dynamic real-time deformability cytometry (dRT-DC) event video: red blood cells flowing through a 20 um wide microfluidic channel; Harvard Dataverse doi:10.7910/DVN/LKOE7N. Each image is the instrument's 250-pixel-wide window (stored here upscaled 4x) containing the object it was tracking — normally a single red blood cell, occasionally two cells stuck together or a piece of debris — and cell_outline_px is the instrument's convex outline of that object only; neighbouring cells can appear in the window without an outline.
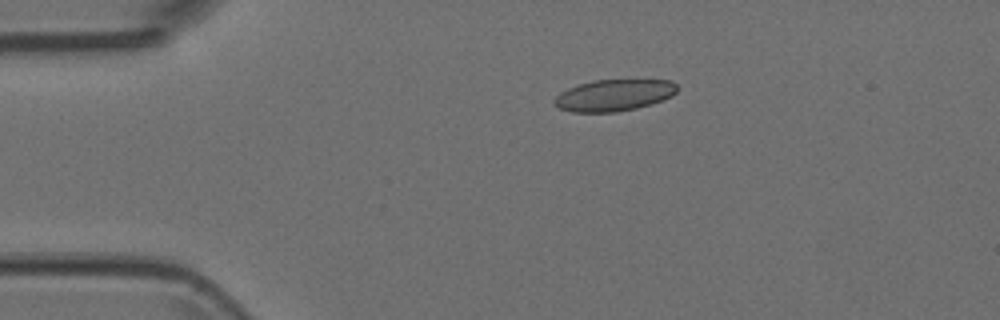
{"species": "Egyptian fruit bat (a non-hibernating species)", "species_latin": "Rousettus aegyptiacus", "temperature_condition": "room temperature", "stored_images_in_passage": 6, "camera_frame_rate_fps": 3000, "um_per_image_px": 0.085, "animal": {"sex": "female"}, "frame": {"image": 1, "passage_image": 4, "time_ms": 1.0, "image_size_px": [1000, 320], "cell_outline_px": [[676, 92], [672, 96], [652, 104], [636, 108], [616, 112], [572, 112], [560, 108], [552, 104], [552, 100], [560, 92], [576, 84], [592, 80], [672, 80], [676, 84]], "centroid_in_image_um": [52.15, 8.09], "position_along_channel_um": 32.9, "area_um2": 22.77}}
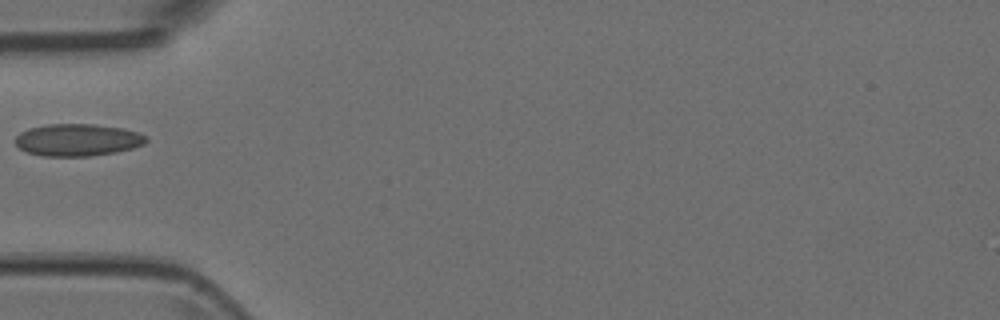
{"frame": {"image": 2, "passage_image": 6, "time_ms": 1.667, "image_size_px": [1000, 320], "cell_outline_px": [[148, 140], [144, 144], [132, 148], [116, 152], [88, 156], [44, 156], [28, 152], [20, 148], [12, 140], [20, 132], [28, 128], [48, 124], [96, 124], [124, 128], [148, 136]], "centroid_in_image_um": [6.59, 11.88], "position_along_channel_um": 78.4, "area_um2": 24.68}}